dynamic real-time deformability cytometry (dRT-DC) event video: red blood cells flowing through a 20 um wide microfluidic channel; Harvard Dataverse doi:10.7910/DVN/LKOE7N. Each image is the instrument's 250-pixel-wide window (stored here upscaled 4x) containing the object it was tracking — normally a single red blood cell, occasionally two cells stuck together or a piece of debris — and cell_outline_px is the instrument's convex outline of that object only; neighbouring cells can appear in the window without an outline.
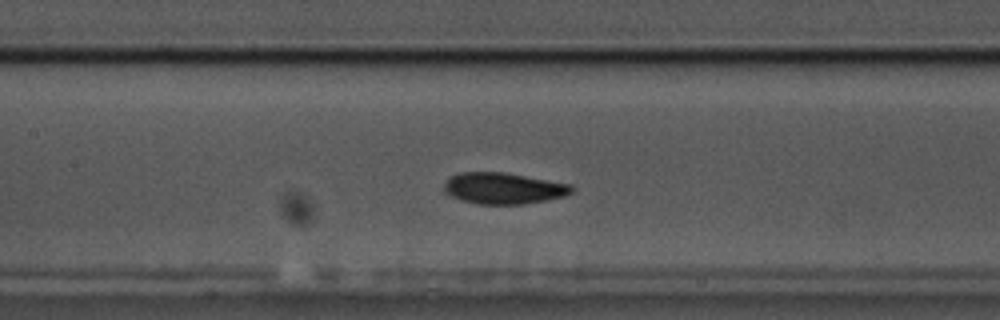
{"species": "common noctule bat (a hibernating species)", "species_latin": "Nyctalus noctula", "temperature_condition": "cold", "stored_images_in_passage": 56, "camera_frame_rate_fps": 3000, "um_per_image_px": 0.085, "animal": {"sex": "male", "body_mass_g": 17.5, "forearm_length_mm": 52.3}, "frame": {"image": 1, "passage_image": 25, "time_ms": 8.0, "image_size_px": [1000, 320], "cell_outline_px": [[576, 188], [572, 192], [564, 196], [524, 204], [476, 204], [460, 200], [448, 196], [444, 192], [444, 184], [452, 176], [460, 172], [504, 172], [572, 184]], "centroid_in_image_um": [42.79, 16.01], "position_along_channel_um": 164.6, "area_um2": 23.41}, "authors_computed_cell_mechanics": {"area_um2": 22.6287, "velocity_mm_per_s": 3.4473, "shape_relaxation_time_tau1_ms": 2.9298, "shape_relaxation_time_tau2_ms": 3.7991, "deformation_change_tau1": 0.0983, "deformation_change_tau2": 0.0872}}